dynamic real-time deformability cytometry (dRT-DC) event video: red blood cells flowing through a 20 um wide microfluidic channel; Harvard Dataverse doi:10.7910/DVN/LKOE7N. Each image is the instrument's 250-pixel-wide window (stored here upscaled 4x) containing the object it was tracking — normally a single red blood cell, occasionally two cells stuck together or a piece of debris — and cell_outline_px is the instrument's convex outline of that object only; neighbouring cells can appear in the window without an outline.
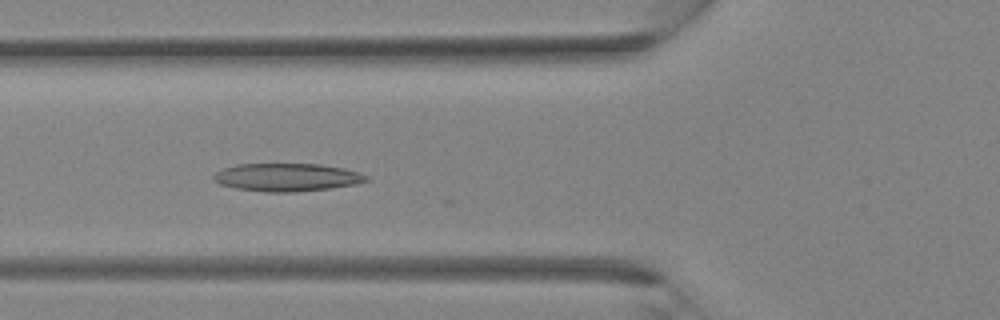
{"species": "Egyptian fruit bat (a non-hibernating species)", "species_latin": "Rousettus aegyptiacus", "temperature_condition": "room temperature", "stored_images_in_passage": 17, "camera_frame_rate_fps": 3000, "um_per_image_px": 0.085, "animal": {"sex": "female"}, "frame": {"image": 1, "passage_image": 14, "time_ms": 4.333, "image_size_px": [1000, 320], "cell_outline_px": [[372, 180], [356, 184], [328, 188], [296, 192], [268, 192], [236, 188], [220, 184], [212, 180], [212, 176], [216, 172], [224, 168], [236, 164], [320, 164], [344, 168], [360, 172], [368, 176]], "centroid_in_image_um": [24.41, 15.06], "position_along_channel_um": 101.4, "area_um2": 24.97}}
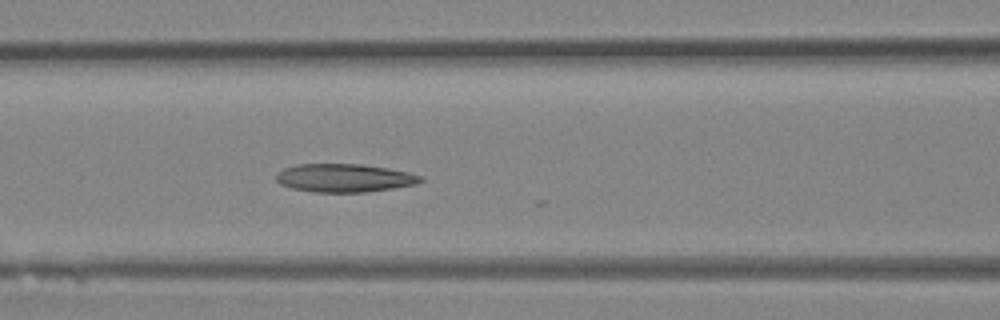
{"frame": {"image": 2, "passage_image": 16, "time_ms": 5.0, "image_size_px": [1000, 320], "cell_outline_px": [[424, 180], [416, 184], [392, 188], [364, 192], [312, 192], [292, 188], [280, 184], [276, 180], [276, 172], [284, 168], [296, 164], [360, 164], [388, 168], [408, 172], [424, 176]], "centroid_in_image_um": [29.26, 15.12], "position_along_channel_um": 137.3, "area_um2": 23.87}}